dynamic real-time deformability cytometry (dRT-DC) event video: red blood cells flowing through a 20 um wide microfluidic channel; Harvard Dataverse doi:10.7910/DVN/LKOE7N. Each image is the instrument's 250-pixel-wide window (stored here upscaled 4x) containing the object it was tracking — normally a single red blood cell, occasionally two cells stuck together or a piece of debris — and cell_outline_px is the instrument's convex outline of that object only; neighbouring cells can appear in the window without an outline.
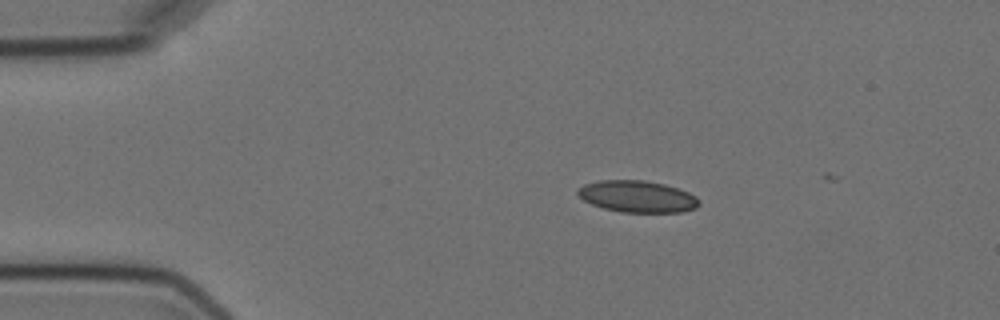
{"species": "Egyptian fruit bat (a non-hibernating species)", "species_latin": "Rousettus aegyptiacus", "temperature_condition": "cold", "stored_images_in_passage": 4, "camera_frame_rate_fps": 3000, "um_per_image_px": 0.085, "animal": {"sex": "female"}, "frame": {"image": 1, "passage_image": 3, "time_ms": 2.333, "image_size_px": [1000, 320], "cell_outline_px": [[700, 204], [696, 208], [684, 212], [620, 212], [604, 208], [592, 204], [584, 200], [576, 192], [584, 184], [596, 180], [644, 180], [664, 184], [688, 192], [696, 196], [700, 200]], "centroid_in_image_um": [54.19, 16.7], "position_along_channel_um": 30.8, "area_um2": 22.43}}